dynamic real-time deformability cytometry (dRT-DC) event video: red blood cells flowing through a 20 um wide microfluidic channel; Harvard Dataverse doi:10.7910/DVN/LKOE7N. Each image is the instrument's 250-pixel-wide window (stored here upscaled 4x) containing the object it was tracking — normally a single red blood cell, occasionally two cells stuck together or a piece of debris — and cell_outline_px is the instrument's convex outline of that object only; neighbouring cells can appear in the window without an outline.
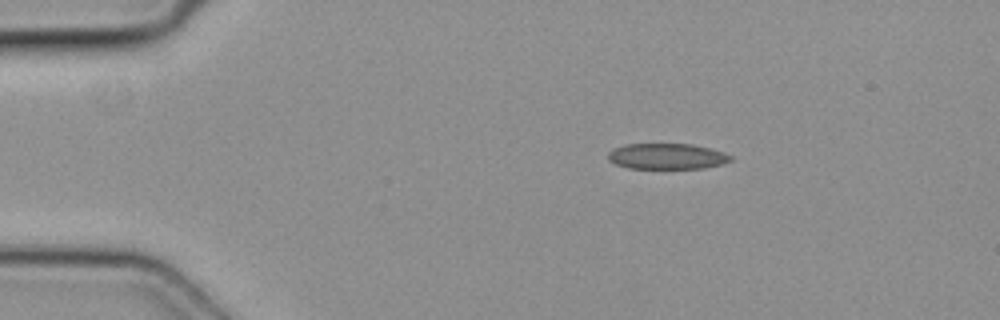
{"species": "common noctule bat (a hibernating species)", "species_latin": "Nyctalus noctula", "temperature_condition": "cold", "stored_images_in_passage": 4, "camera_frame_rate_fps": 3000, "um_per_image_px": 0.085, "animal": {"sex": "female", "body_mass_g": 19.3, "forearm_length_mm": 54.1}, "frame": {"image": 1, "passage_image": 1, "time_ms": 0.0, "image_size_px": [1000, 320], "cell_outline_px": [[732, 160], [724, 164], [704, 168], [628, 168], [616, 164], [608, 160], [608, 152], [612, 148], [624, 144], [692, 144], [724, 152], [732, 156]], "centroid_in_image_um": [56.68, 13.28], "position_along_channel_um": 28.3, "area_um2": 18.5}}
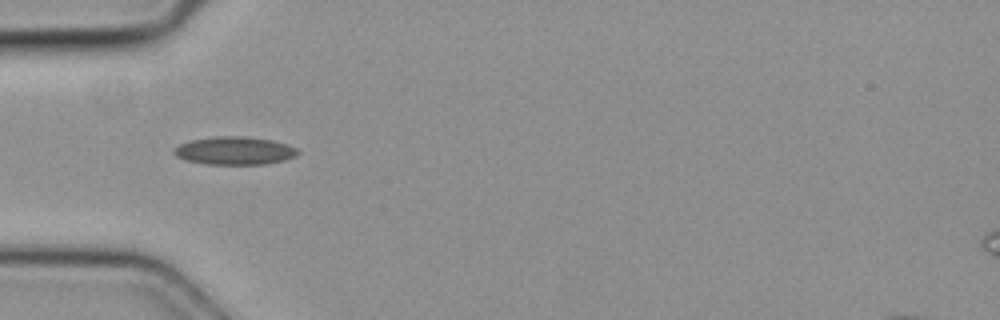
{"frame": {"image": 2, "passage_image": 3, "time_ms": 0.667, "image_size_px": [1000, 320], "cell_outline_px": [[300, 152], [296, 156], [284, 160], [264, 164], [208, 164], [184, 160], [176, 156], [172, 152], [180, 144], [192, 140], [216, 136], [244, 136], [272, 140], [296, 148]], "centroid_in_image_um": [19.93, 12.81], "position_along_channel_um": 65.1, "area_um2": 20.06}}
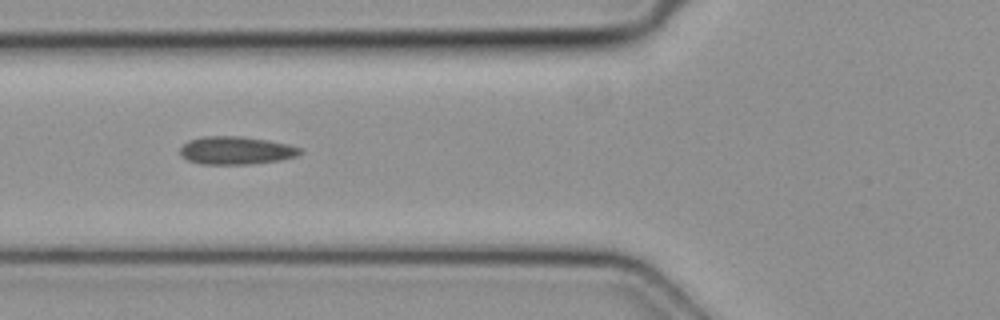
{"frame": {"image": 3, "passage_image": 4, "time_ms": 1.0, "image_size_px": [1000, 320], "cell_outline_px": [[300, 152], [296, 156], [280, 160], [252, 164], [200, 164], [188, 160], [180, 156], [180, 148], [188, 140], [204, 136], [240, 136], [268, 140], [288, 144], [300, 148]], "centroid_in_image_um": [20.02, 12.79], "position_along_channel_um": 105.8, "area_um2": 19.54}}